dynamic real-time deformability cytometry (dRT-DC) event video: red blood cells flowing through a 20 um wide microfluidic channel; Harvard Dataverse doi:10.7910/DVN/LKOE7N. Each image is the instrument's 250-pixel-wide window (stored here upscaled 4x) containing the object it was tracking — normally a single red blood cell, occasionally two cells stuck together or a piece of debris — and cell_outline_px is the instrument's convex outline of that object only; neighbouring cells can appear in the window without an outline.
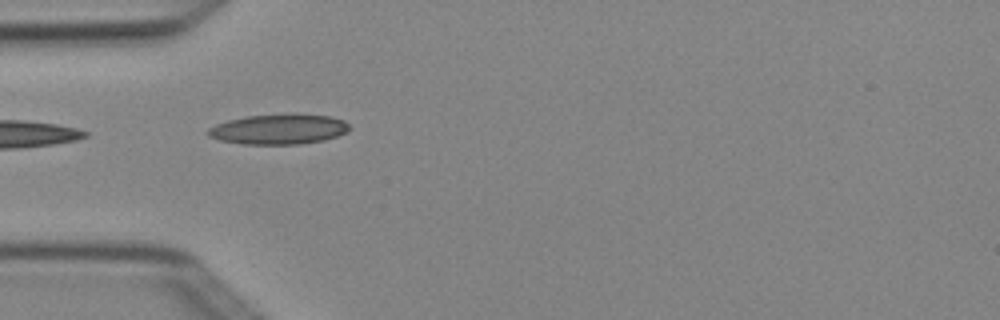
{"species": "Egyptian fruit bat (a non-hibernating species)", "species_latin": "Rousettus aegyptiacus", "temperature_condition": "cold", "stored_images_in_passage": 3, "camera_frame_rate_fps": 3000, "um_per_image_px": 0.085, "animal": {"sex": "female"}, "frame": {"image": 1, "passage_image": 2, "time_ms": 0.333, "image_size_px": [1000, 320], "cell_outline_px": [[352, 128], [348, 132], [324, 140], [300, 144], [244, 144], [220, 140], [208, 136], [204, 132], [208, 128], [216, 124], [228, 120], [248, 116], [296, 112], [332, 116], [344, 120]], "centroid_in_image_um": [23.73, 10.96], "position_along_channel_um": 61.3, "area_um2": 25.43}}
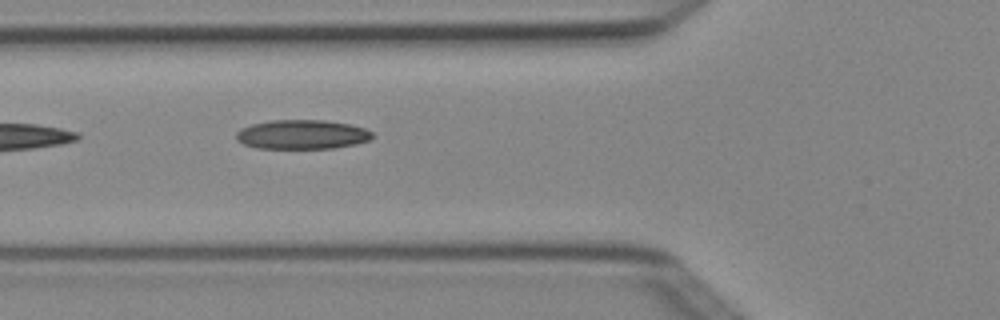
{"frame": {"image": 2, "passage_image": 3, "time_ms": 0.667, "image_size_px": [1000, 320], "cell_outline_px": [[372, 136], [368, 140], [356, 144], [332, 148], [256, 148], [244, 144], [236, 140], [236, 132], [240, 128], [252, 124], [272, 120], [324, 120], [348, 124], [364, 128], [372, 132]], "centroid_in_image_um": [25.63, 11.43], "position_along_channel_um": 100.2, "area_um2": 23.12}}